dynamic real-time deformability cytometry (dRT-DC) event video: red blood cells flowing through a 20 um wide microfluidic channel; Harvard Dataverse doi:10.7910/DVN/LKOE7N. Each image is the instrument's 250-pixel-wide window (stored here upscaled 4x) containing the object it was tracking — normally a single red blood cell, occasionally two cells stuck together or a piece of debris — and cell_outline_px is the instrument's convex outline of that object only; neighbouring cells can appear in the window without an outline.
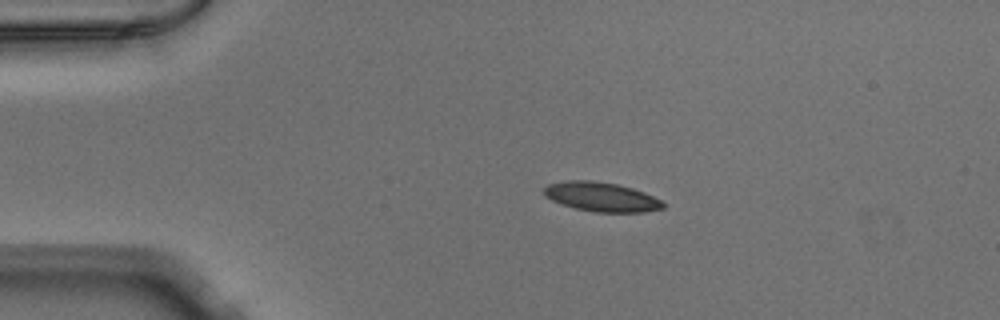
{"species": "Egyptian fruit bat (a non-hibernating species)", "species_latin": "Rousettus aegyptiacus", "temperature_condition": "warm", "stored_images_in_passage": 51, "camera_frame_rate_fps": 3000, "um_per_image_px": 0.085, "animal": {"sex": "male"}, "frame": {"image": 1, "passage_image": 10, "time_ms": 3.0, "image_size_px": [1000, 320], "cell_outline_px": [[664, 208], [644, 212], [596, 212], [576, 208], [552, 200], [544, 196], [544, 188], [548, 184], [568, 180], [592, 180], [616, 184], [632, 188], [644, 192], [660, 200], [664, 204]], "centroid_in_image_um": [51.11, 16.73], "position_along_channel_um": 33.9, "area_um2": 20.11}}
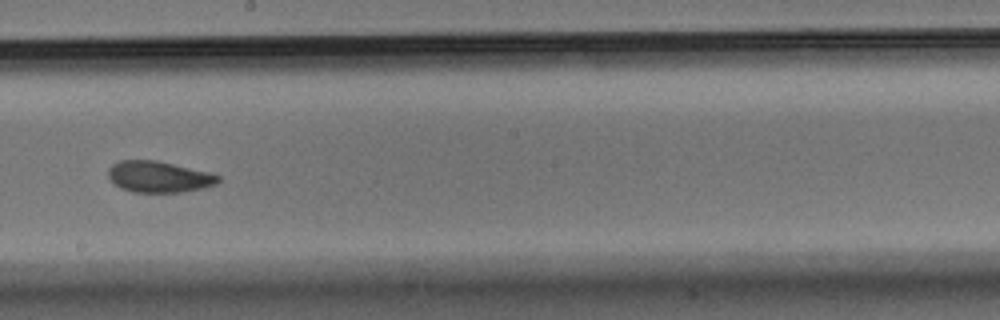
{"frame": {"image": 2, "passage_image": 29, "time_ms": 9.333, "image_size_px": [1000, 320], "cell_outline_px": [[220, 180], [216, 184], [204, 188], [180, 192], [132, 192], [120, 188], [108, 176], [108, 168], [112, 164], [120, 160], [156, 160], [208, 172], [220, 176]], "centroid_in_image_um": [13.49, 15.03], "position_along_channel_um": 234.7, "area_um2": 19.94}}
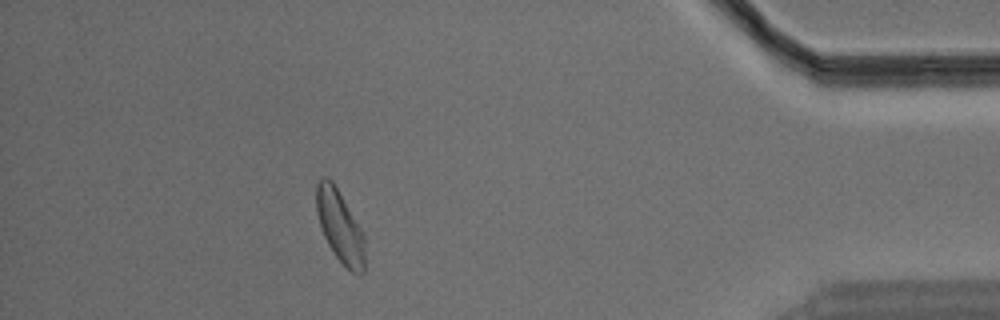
{"frame": {"image": 3, "passage_image": 46, "time_ms": 15.0, "image_size_px": [1000, 320], "cell_outline_px": [[364, 272], [360, 276], [352, 272], [336, 256], [328, 244], [324, 236], [316, 212], [316, 184], [320, 176], [328, 176], [332, 180], [364, 232]], "centroid_in_image_um": [28.89, 19.2], "position_along_channel_um": 406.3, "area_um2": 20.46}}